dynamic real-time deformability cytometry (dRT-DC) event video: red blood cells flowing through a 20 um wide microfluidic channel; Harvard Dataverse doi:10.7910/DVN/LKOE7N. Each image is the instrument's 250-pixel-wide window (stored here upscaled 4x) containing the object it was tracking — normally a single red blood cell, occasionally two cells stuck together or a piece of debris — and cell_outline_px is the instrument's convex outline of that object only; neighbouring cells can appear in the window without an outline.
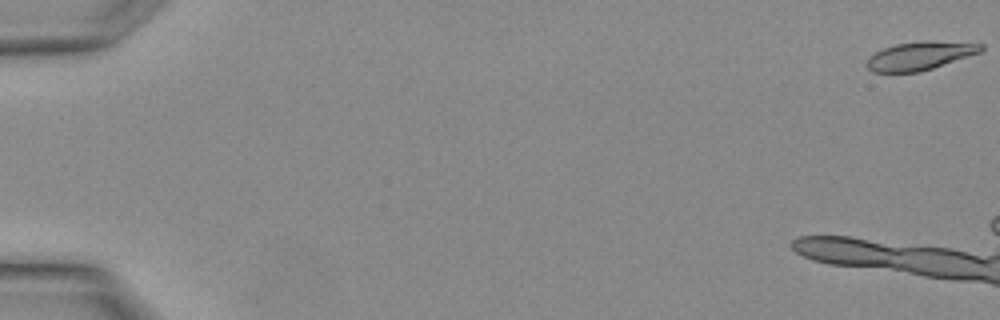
{"species": "Egyptian fruit bat (a non-hibernating species)", "species_latin": "Rousettus aegyptiacus", "temperature_condition": "warm", "stored_images_in_passage": 5, "camera_frame_rate_fps": 3000, "um_per_image_px": 0.085, "animal": {"sex": "female"}, "frame": {"image": 1, "passage_image": 1, "time_ms": 0.0, "image_size_px": [1000, 320], "cell_outline_px": [[984, 48], [980, 52], [920, 72], [872, 72], [864, 64], [876, 52], [884, 48], [896, 44], [924, 40], [928, 40], [984, 44]], "centroid_in_image_um": [78.19, 4.74], "position_along_channel_um": 6.8, "area_um2": 18.67}}